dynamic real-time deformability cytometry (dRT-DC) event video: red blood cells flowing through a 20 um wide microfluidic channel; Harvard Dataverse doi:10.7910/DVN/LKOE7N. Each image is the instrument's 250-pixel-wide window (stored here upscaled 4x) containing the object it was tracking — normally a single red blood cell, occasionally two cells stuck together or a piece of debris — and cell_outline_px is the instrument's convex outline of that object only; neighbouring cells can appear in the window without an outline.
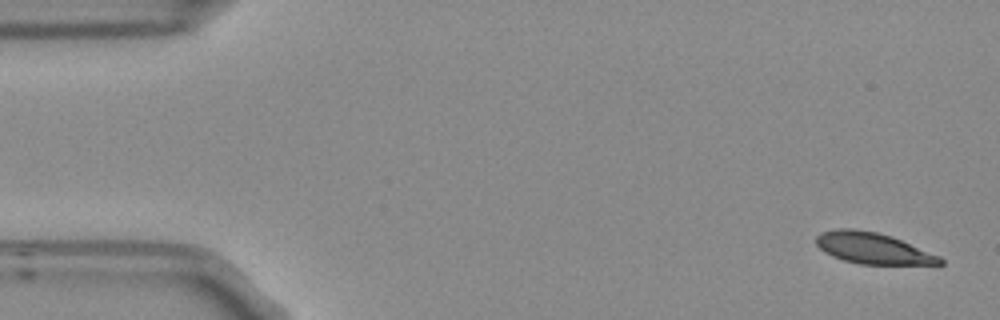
{"species": "Egyptian fruit bat (a non-hibernating species)", "species_latin": "Rousettus aegyptiacus", "temperature_condition": "room temperature", "stored_images_in_passage": 5, "segment_of_instrument_passage": [1, 2], "camera_frame_rate_fps": 3000, "um_per_image_px": 0.085, "frame": {"image": 1, "passage_image": 1, "time_ms": 0.0, "image_size_px": [1000, 320], "cell_outline_px": [[944, 264], [860, 264], [844, 260], [832, 256], [824, 252], [816, 244], [816, 236], [820, 232], [836, 228], [852, 228], [876, 232], [892, 236], [940, 256], [944, 260]], "centroid_in_image_um": [74.17, 21.09], "position_along_channel_um": 10.8, "area_um2": 22.48}}
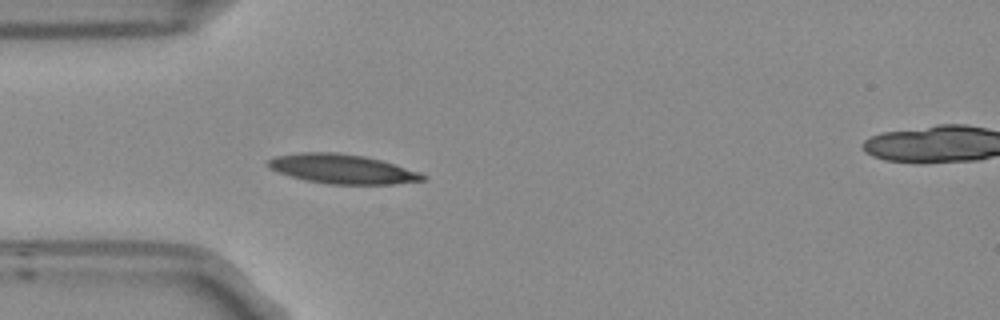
{"frame": {"image": 2, "passage_image": 4, "time_ms": 1.0, "image_size_px": [1000, 320], "cell_outline_px": [[424, 180], [392, 184], [328, 184], [304, 180], [276, 172], [268, 168], [264, 164], [268, 160], [276, 156], [300, 152], [336, 152], [364, 156], [380, 160], [420, 172], [424, 176]], "centroid_in_image_um": [29.0, 14.36], "position_along_channel_um": 56.0, "area_um2": 26.47}}